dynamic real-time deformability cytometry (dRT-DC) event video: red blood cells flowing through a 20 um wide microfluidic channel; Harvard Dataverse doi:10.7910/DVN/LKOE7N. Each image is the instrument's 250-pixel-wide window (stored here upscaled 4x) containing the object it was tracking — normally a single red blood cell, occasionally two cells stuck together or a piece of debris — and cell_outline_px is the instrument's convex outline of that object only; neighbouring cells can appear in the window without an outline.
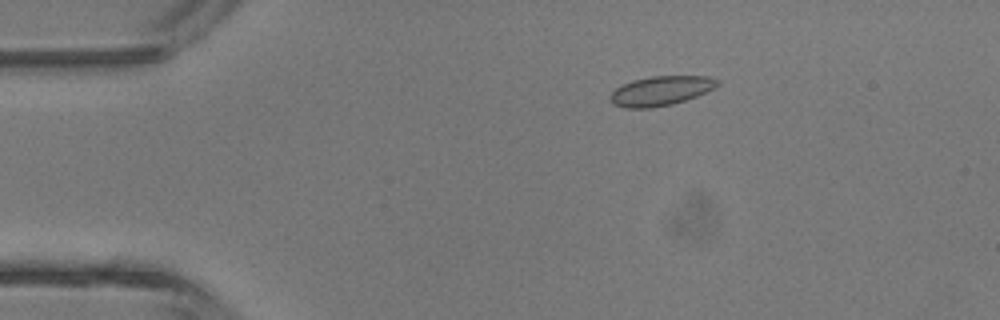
{"species": "common noctule bat (a hibernating species)", "species_latin": "Nyctalus noctula", "temperature_condition": "room temperature", "stored_images_in_passage": 5, "camera_frame_rate_fps": 3000, "um_per_image_px": 0.085, "animal": {"sex": "male", "body_mass_g": 13.3}, "frame": {"image": 1, "passage_image": 3, "time_ms": 2.333, "image_size_px": [1000, 320], "cell_outline_px": [[720, 84], [716, 88], [696, 96], [672, 104], [652, 108], [624, 108], [612, 104], [608, 96], [620, 84], [632, 80], [652, 76], [708, 76], [720, 80]], "centroid_in_image_um": [56.15, 7.72], "position_along_channel_um": 28.8, "area_um2": 18.67}}
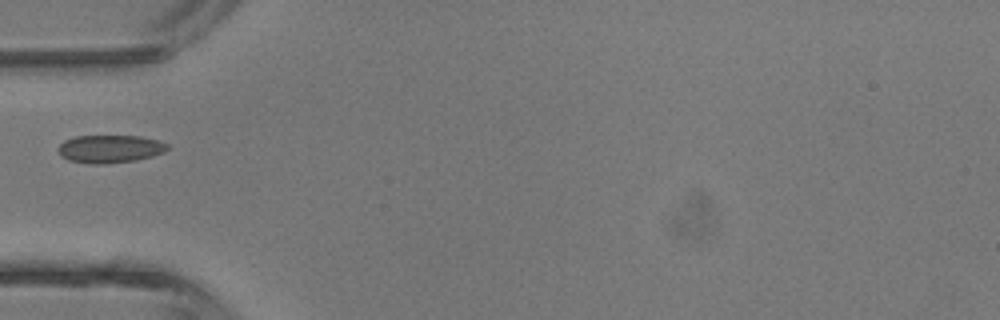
{"frame": {"image": 2, "passage_image": 5, "time_ms": 4.667, "image_size_px": [1000, 320], "cell_outline_px": [[168, 148], [164, 152], [152, 156], [136, 160], [104, 164], [88, 164], [68, 160], [60, 156], [56, 148], [64, 140], [76, 136], [140, 136], [160, 140], [168, 144]], "centroid_in_image_um": [9.32, 12.66], "position_along_channel_um": 75.7, "area_um2": 17.98}}